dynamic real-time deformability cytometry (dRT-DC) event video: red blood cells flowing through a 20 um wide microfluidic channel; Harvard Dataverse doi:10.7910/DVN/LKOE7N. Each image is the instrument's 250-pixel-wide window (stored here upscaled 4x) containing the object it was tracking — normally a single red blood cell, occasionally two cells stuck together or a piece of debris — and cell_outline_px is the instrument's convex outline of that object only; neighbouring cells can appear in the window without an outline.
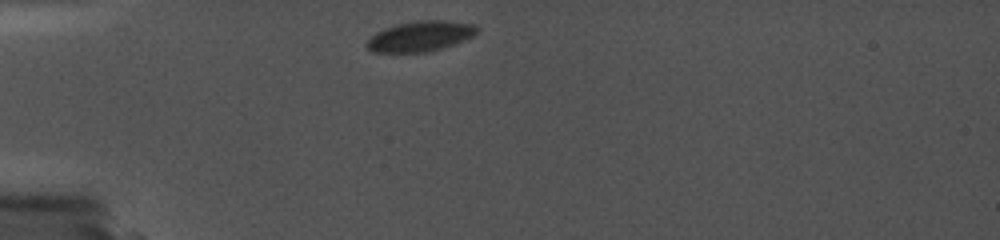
{"species": "common noctule bat (a hibernating species)", "species_latin": "Nyctalus noctula", "temperature_condition": "cold", "stored_images_in_passage": 26, "camera_frame_rate_fps": 5000, "um_per_image_px": 0.085, "animal": {"sex": "female", "body_mass_g": 19.0, "forearm_length_mm": 56.7}, "frame": {"image": 1, "passage_image": 1, "time_ms": 0.0, "image_size_px": [1000, 240], "cell_outline_px": [[480, 28], [472, 36], [464, 40], [428, 52], [372, 52], [364, 44], [376, 32], [384, 28], [396, 24], [416, 20], [448, 20], [476, 24]], "centroid_in_image_um": [35.73, 3.06], "position_along_channel_um": 49.3, "area_um2": 19.54}}
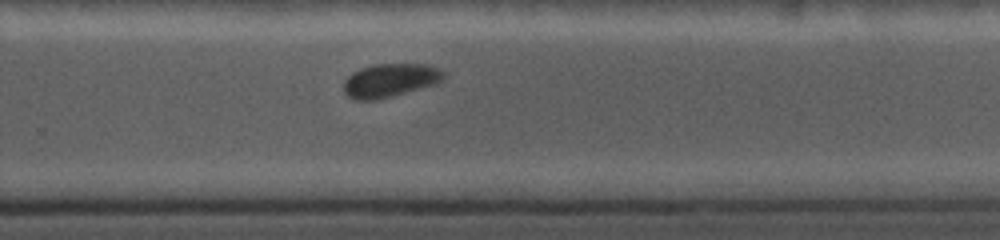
{"frame": {"image": 2, "passage_image": 18, "time_ms": 7.4, "image_size_px": [1000, 240], "cell_outline_px": [[444, 80], [436, 84], [392, 96], [376, 100], [352, 100], [344, 92], [344, 80], [352, 72], [360, 68], [376, 64], [428, 64], [440, 68], [444, 72]], "centroid_in_image_um": [33.16, 6.83], "position_along_channel_um": 296.6, "area_um2": 19.71}}
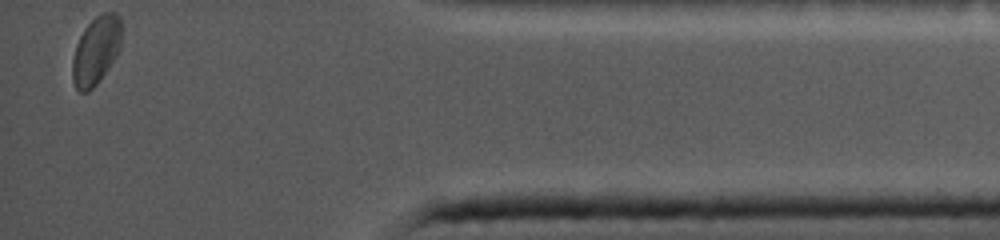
{"frame": {"image": 3, "passage_image": 26, "time_ms": 11.6, "image_size_px": [1000, 240], "cell_outline_px": [[124, 28], [120, 48], [116, 56], [100, 80], [88, 92], [80, 92], [76, 88], [72, 80], [72, 60], [76, 44], [84, 28], [100, 12], [116, 12], [120, 16]], "centroid_in_image_um": [8.2, 4.24], "position_along_channel_um": 427.0, "area_um2": 19.94}}